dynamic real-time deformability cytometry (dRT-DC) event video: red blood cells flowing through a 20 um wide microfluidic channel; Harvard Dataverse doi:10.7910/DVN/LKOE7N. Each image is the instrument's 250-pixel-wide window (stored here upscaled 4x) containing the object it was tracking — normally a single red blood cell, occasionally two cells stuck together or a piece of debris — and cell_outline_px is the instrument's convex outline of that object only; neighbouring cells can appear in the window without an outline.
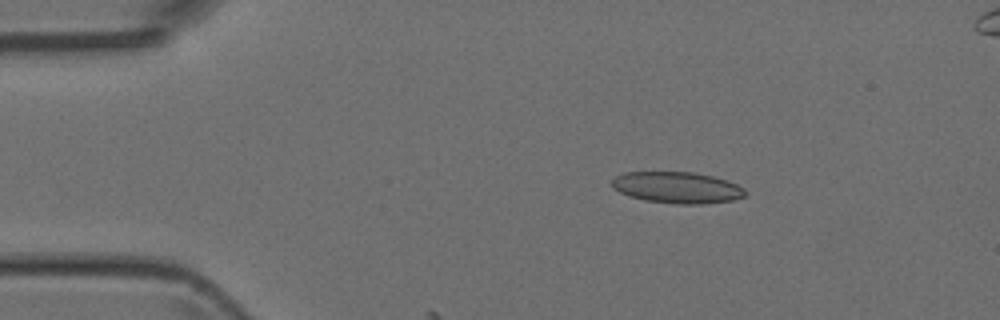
{"species": "Egyptian fruit bat (a non-hibernating species)", "species_latin": "Rousettus aegyptiacus", "temperature_condition": "room temperature", "stored_images_in_passage": 7, "camera_frame_rate_fps": 3000, "um_per_image_px": 0.085, "animal": {"sex": "female"}, "frame": {"image": 1, "passage_image": 3, "time_ms": 2.333, "image_size_px": [1000, 320], "cell_outline_px": [[744, 196], [732, 200], [700, 204], [676, 204], [644, 200], [628, 196], [612, 188], [612, 180], [616, 176], [624, 172], [692, 172], [712, 176], [736, 184], [744, 188]], "centroid_in_image_um": [57.5, 15.94], "position_along_channel_um": 27.5, "area_um2": 24.22}}
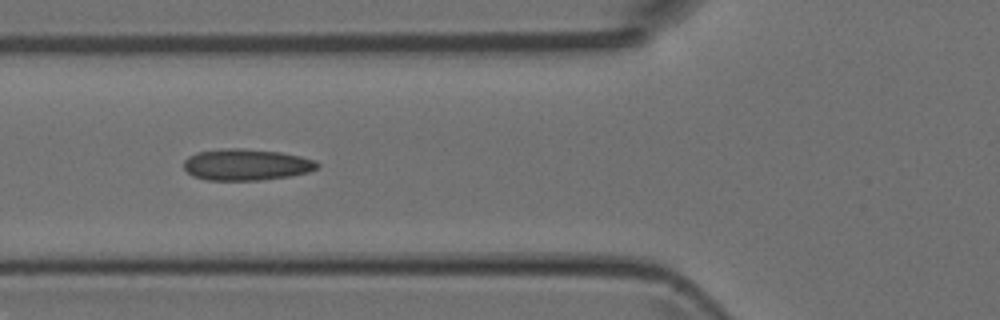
{"frame": {"image": 2, "passage_image": 6, "time_ms": 5.667, "image_size_px": [1000, 320], "cell_outline_px": [[320, 164], [316, 168], [308, 172], [288, 176], [260, 180], [208, 180], [192, 176], [184, 168], [184, 160], [188, 156], [196, 152], [228, 148], [240, 148], [280, 152], [300, 156], [316, 160]], "centroid_in_image_um": [20.92, 13.99], "position_along_channel_um": 104.9, "area_um2": 24.39}}
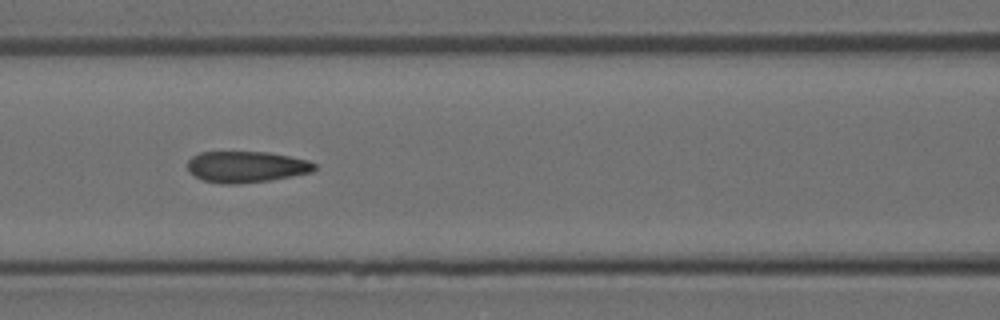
{"frame": {"image": 3, "passage_image": 7, "time_ms": 6.667, "image_size_px": [1000, 320], "cell_outline_px": [[316, 168], [312, 172], [292, 176], [268, 180], [236, 184], [224, 184], [204, 180], [188, 172], [188, 160], [192, 156], [200, 152], [268, 152], [308, 160], [316, 164]], "centroid_in_image_um": [20.93, 14.17], "position_along_channel_um": 145.7, "area_um2": 23.0}}